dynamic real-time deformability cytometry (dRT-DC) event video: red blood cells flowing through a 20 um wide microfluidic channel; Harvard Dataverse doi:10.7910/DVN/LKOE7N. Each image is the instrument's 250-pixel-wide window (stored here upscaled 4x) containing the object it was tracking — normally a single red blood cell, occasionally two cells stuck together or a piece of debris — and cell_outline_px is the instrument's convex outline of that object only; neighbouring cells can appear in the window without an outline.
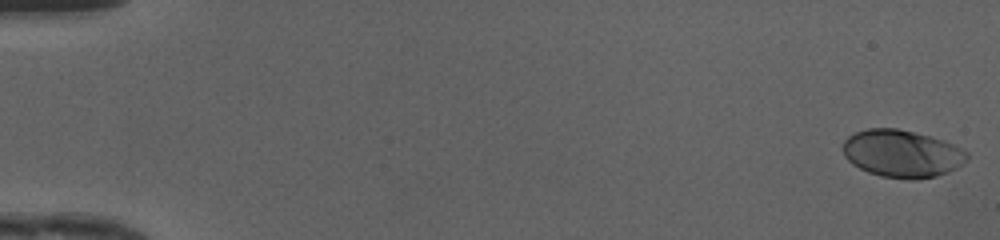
{"species": "human", "species_latin": "Homo sapiens", "temperature_condition": "cold", "stored_images_in_passage": 49, "camera_frame_rate_fps": 3000, "um_per_image_px": 0.085, "donor": {"sex": "female"}, "frame": {"image": 1, "passage_image": 1, "time_ms": 0.0, "image_size_px": [1000, 240], "cell_outline_px": [[968, 160], [956, 168], [948, 172], [936, 176], [912, 180], [908, 180], [880, 176], [868, 172], [852, 164], [844, 156], [844, 140], [848, 136], [856, 132], [868, 128], [896, 128], [944, 140], [968, 152]], "centroid_in_image_um": [76.67, 13.07], "position_along_channel_um": 8.3, "area_um2": 34.28}}
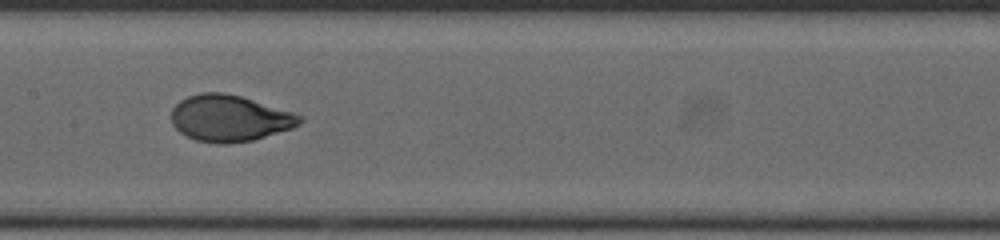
{"frame": {"image": 2, "passage_image": 26, "time_ms": 8.333, "image_size_px": [1000, 240], "cell_outline_px": [[304, 120], [300, 124], [292, 128], [252, 140], [224, 144], [216, 144], [196, 140], [180, 132], [172, 124], [172, 108], [180, 100], [188, 96], [200, 92], [224, 92], [240, 96], [292, 112], [304, 116]], "centroid_in_image_um": [19.51, 10.05], "position_along_channel_um": 187.9, "area_um2": 34.62}}
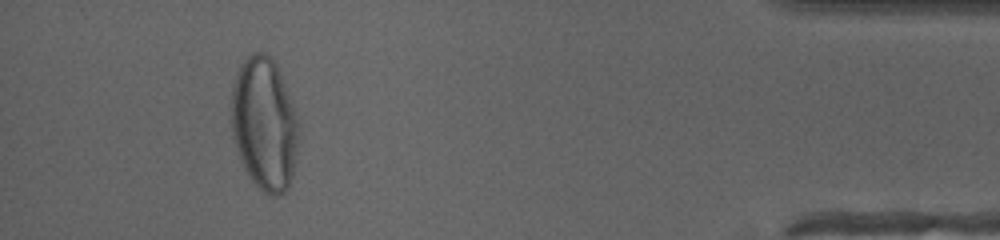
{"frame": {"image": 3, "passage_image": 46, "time_ms": 15.0, "image_size_px": [1000, 240], "cell_outline_px": [[300, 144], [292, 176], [288, 188], [284, 192], [276, 196], [272, 196], [264, 192], [248, 176], [240, 160], [232, 136], [232, 88], [240, 64], [252, 52], [264, 52], [276, 64], [292, 104], [300, 128]], "centroid_in_image_um": [22.49, 10.57], "position_along_channel_um": 412.7, "area_um2": 52.25}, "authors_computed_cell_mechanics": {"area_um2": 34.5644, "velocity_mm_per_s": 4.1808, "shape_relaxation_time_tau1_ms": 3.5052, "shape_relaxation_time_tau2_ms": null, "deformation_change_tau1": 0.1815, "deformation_change_tau2": null}}